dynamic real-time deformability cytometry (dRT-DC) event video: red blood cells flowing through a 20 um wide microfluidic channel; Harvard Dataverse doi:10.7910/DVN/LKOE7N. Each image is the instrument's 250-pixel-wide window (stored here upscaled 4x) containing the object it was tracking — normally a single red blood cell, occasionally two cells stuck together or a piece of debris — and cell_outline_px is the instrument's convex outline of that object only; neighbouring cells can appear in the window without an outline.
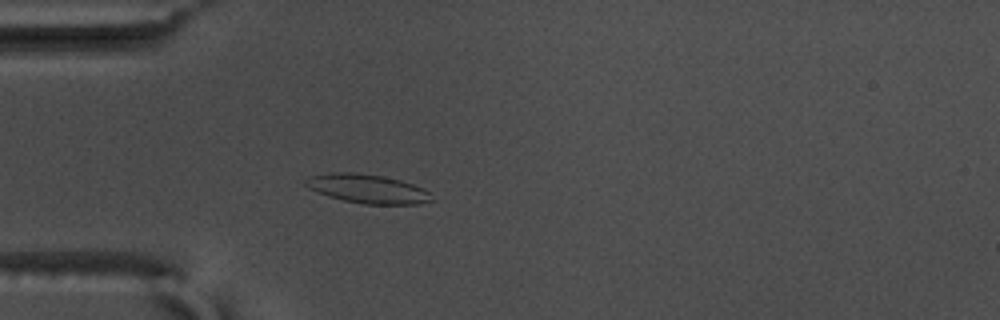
{"species": "common noctule bat (a hibernating species)", "species_latin": "Nyctalus noctula", "temperature_condition": "warm", "stored_images_in_passage": 57, "camera_frame_rate_fps": 3000, "um_per_image_px": 0.085, "animal": {"sex": "male", "body_mass_g": 17.5, "forearm_length_mm": 52.3}, "frame": {"image": 1, "passage_image": 17, "time_ms": 5.333, "image_size_px": [1000, 320], "cell_outline_px": [[436, 200], [420, 204], [364, 204], [344, 200], [328, 196], [308, 188], [304, 184], [308, 176], [332, 172], [356, 172], [384, 176], [400, 180], [424, 188]], "centroid_in_image_um": [31.26, 16.04], "position_along_channel_um": 53.7, "area_um2": 21.39}}
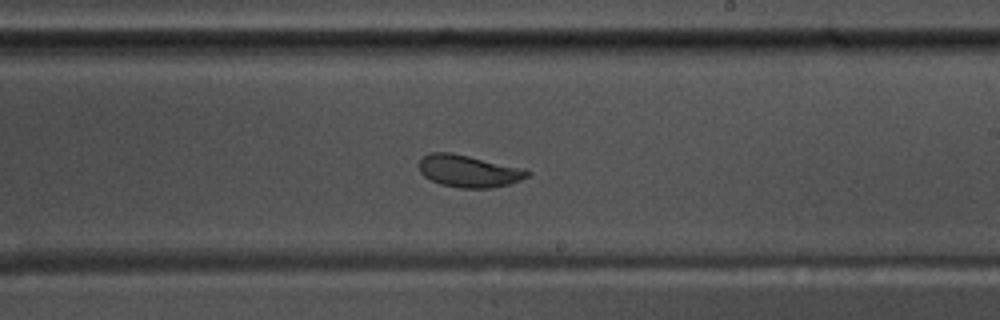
{"frame": {"image": 2, "passage_image": 34, "time_ms": 11.0, "image_size_px": [1000, 320], "cell_outline_px": [[532, 172], [528, 176], [520, 180], [508, 184], [492, 188], [460, 188], [440, 184], [424, 176], [420, 172], [420, 160], [424, 156], [432, 152], [452, 152], [524, 168]], "centroid_in_image_um": [39.86, 14.54], "position_along_channel_um": 249.1, "area_um2": 20.29}}
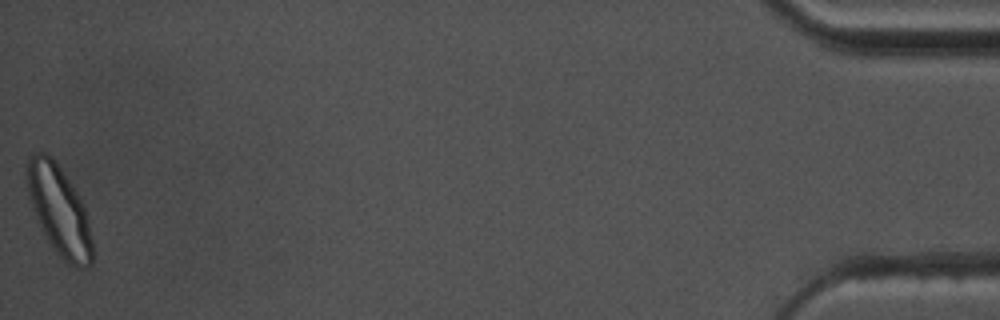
{"frame": {"image": 3, "passage_image": 57, "time_ms": 18.667, "image_size_px": [1000, 320], "cell_outline_px": [[92, 264], [88, 268], [76, 268], [68, 264], [52, 248], [44, 236], [32, 208], [28, 196], [24, 176], [24, 164], [28, 156], [36, 152], [48, 152], [52, 156], [84, 204], [88, 220], [92, 240]], "centroid_in_image_um": [4.98, 17.86], "position_along_channel_um": 430.2, "area_um2": 34.8}, "authors_computed_cell_mechanics": {"area_um2": 21.675, "velocity_mm_per_s": 3.6193, "shape_relaxation_time_tau1_ms": 3.546, "shape_relaxation_time_tau2_ms": 1.2207, "deformation_change_tau1": 0.117, "deformation_change_tau2": 0.058}}